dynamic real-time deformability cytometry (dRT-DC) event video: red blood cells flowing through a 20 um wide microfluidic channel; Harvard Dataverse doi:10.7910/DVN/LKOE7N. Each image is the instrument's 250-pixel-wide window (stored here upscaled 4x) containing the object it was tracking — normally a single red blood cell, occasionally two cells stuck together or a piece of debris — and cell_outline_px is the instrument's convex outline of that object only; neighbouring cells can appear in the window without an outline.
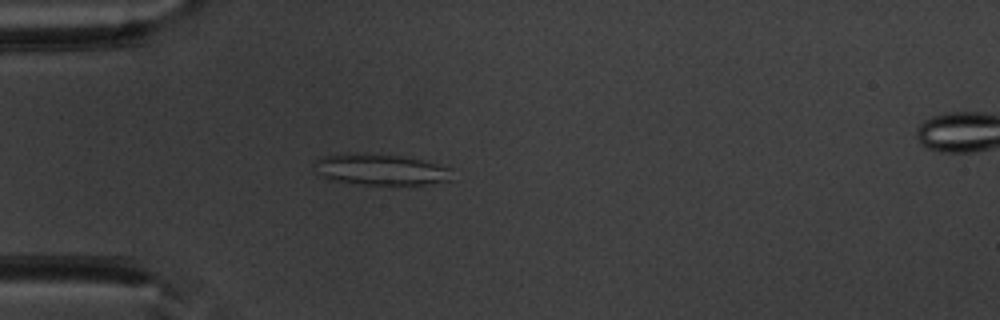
{"species": "common noctule bat (a hibernating species)", "species_latin": "Nyctalus noctula", "temperature_condition": "warm", "stored_images_in_passage": 32, "segment_of_instrument_passage": [1, 2], "camera_frame_rate_fps": 3000, "um_per_image_px": 0.085, "animal": {"sex": "male", "body_mass_g": 20.1, "forearm_length_mm": 53.5}, "frame": {"image": 1, "passage_image": 1, "time_ms": 0.0, "image_size_px": [1000, 320], "cell_outline_px": [[452, 180], [424, 184], [364, 184], [336, 180], [324, 176], [316, 172], [312, 164], [320, 156], [356, 152], [400, 156], [420, 160], [452, 168]], "centroid_in_image_um": [32.33, 14.39], "position_along_channel_um": 52.7, "area_um2": 24.74}}
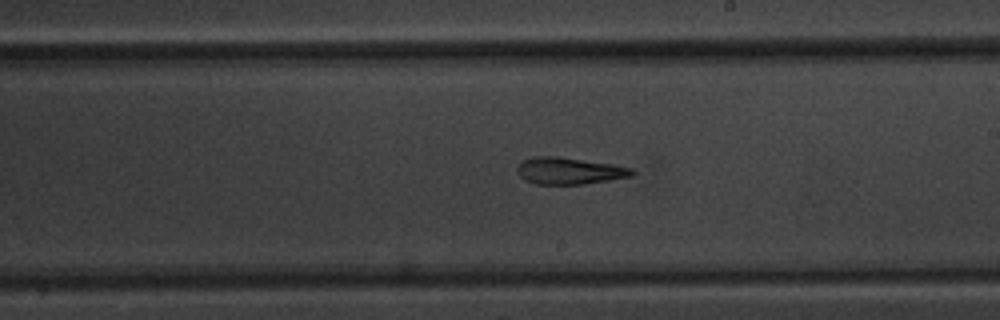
{"frame": {"image": 2, "passage_image": 16, "time_ms": 5.0, "image_size_px": [1000, 320], "cell_outline_px": [[636, 172], [632, 176], [584, 184], [536, 184], [524, 180], [516, 172], [516, 168], [524, 160], [532, 156], [560, 156], [616, 164], [632, 168]], "centroid_in_image_um": [48.4, 14.51], "position_along_channel_um": 240.6, "area_um2": 18.21}}
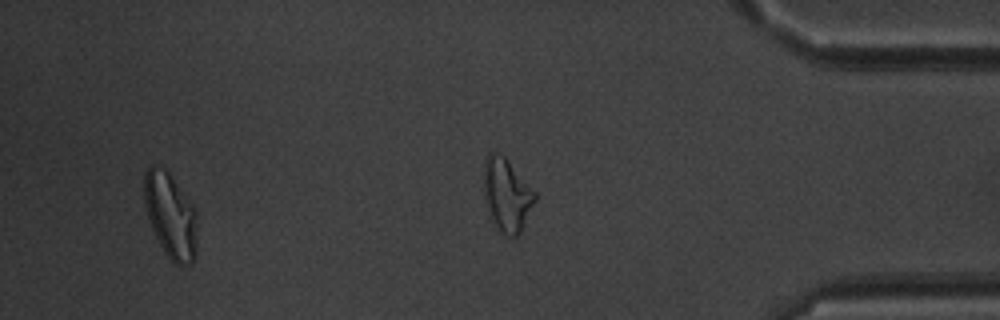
{"frame": {"image": 3, "passage_image": 29, "time_ms": 9.333, "image_size_px": [1000, 320], "cell_outline_px": [[196, 256], [192, 264], [180, 268], [164, 252], [148, 220], [144, 204], [144, 172], [152, 164], [156, 164], [164, 168], [168, 172], [196, 208]], "centroid_in_image_um": [14.5, 18.33], "position_along_channel_um": 420.7, "area_um2": 26.65}}